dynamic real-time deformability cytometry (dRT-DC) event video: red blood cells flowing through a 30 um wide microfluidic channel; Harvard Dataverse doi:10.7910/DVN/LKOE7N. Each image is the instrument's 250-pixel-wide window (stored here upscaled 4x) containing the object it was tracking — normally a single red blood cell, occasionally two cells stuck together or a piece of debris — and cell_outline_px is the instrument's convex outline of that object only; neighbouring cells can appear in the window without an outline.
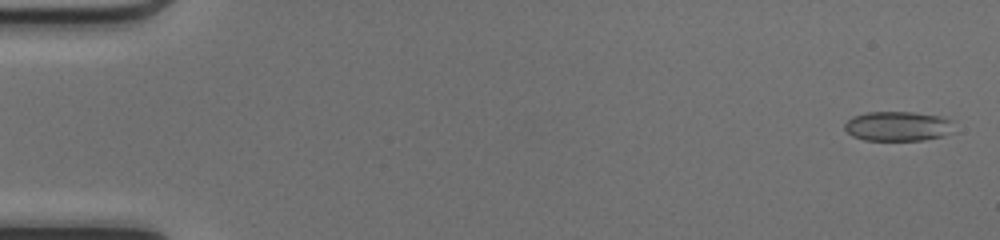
{"species": "common noctule bat (a hibernating species)", "species_latin": "Nyctalus noctula", "temperature_condition": "cold", "stored_images_in_passage": 50, "camera_frame_rate_fps": 3000, "um_per_image_px": 0.085, "animal": {"sex": "female", "body_mass_g": 17.0, "forearm_length_mm": 48.0}, "frame": {"image": 1, "passage_image": 2, "time_ms": 0.333, "image_size_px": [1000, 240], "cell_outline_px": [[956, 120], [944, 136], [924, 140], [864, 140], [852, 136], [844, 128], [844, 124], [852, 116], [868, 112], [912, 112], [940, 116]], "centroid_in_image_um": [76.3, 10.72], "position_along_channel_um": 8.7, "area_um2": 18.9}}
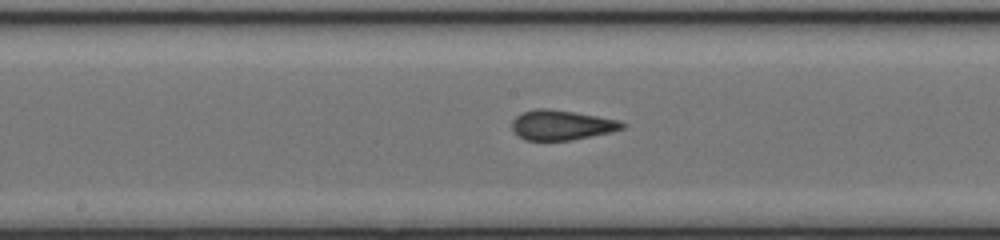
{"frame": {"image": 2, "passage_image": 27, "time_ms": 8.667, "image_size_px": [1000, 240], "cell_outline_px": [[628, 124], [624, 128], [612, 132], [572, 140], [524, 140], [512, 128], [512, 120], [516, 116], [524, 112], [536, 108], [548, 108], [620, 120]], "centroid_in_image_um": [47.77, 10.63], "position_along_channel_um": 200.4, "area_um2": 19.13}}
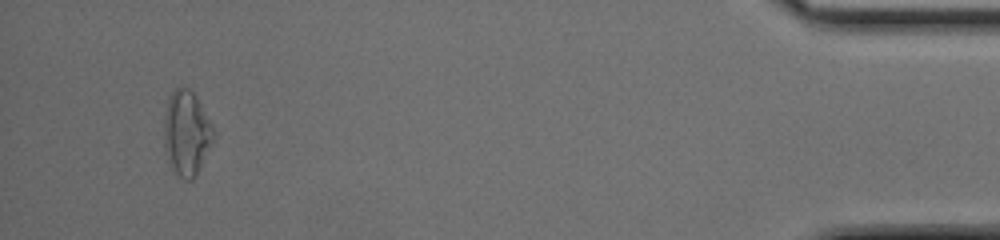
{"frame": {"image": 3, "passage_image": 48, "time_ms": 15.667, "image_size_px": [1000, 240], "cell_outline_px": [[212, 140], [196, 176], [192, 180], [184, 180], [168, 164], [164, 148], [164, 116], [168, 96], [180, 84], [188, 88], [196, 96], [212, 124]], "centroid_in_image_um": [15.81, 11.28], "position_along_channel_um": 419.4, "area_um2": 24.33}, "authors_computed_cell_mechanics": {"area_um2": 19.2763, "velocity_mm_per_s": 4.1836, "shape_relaxation_time_tau1_ms": 5.7376, "shape_relaxation_time_tau2_ms": 1.0866, "deformation_change_tau1": 0.1737, "deformation_change_tau2": 0.0968}}